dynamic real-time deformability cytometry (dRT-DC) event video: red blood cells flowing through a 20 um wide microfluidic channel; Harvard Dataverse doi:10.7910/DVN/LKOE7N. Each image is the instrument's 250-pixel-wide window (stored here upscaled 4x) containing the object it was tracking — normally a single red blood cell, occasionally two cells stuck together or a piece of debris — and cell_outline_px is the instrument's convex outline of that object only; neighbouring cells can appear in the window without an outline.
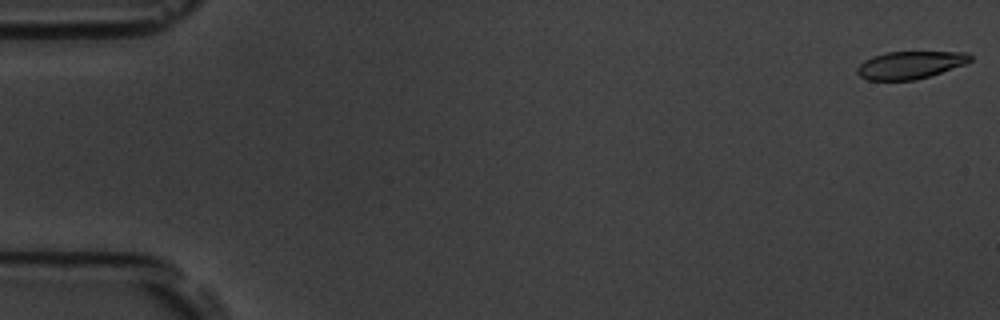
{"species": "common noctule bat (a hibernating species)", "species_latin": "Nyctalus noctula", "temperature_condition": "room temperature", "stored_images_in_passage": 17, "camera_frame_rate_fps": 3000, "um_per_image_px": 0.085, "animal": {"sex": "male", "body_mass_g": 19.5, "forearm_length_mm": 54.6}, "frame": {"image": 1, "passage_image": 1, "time_ms": 0.0, "image_size_px": [1000, 320], "cell_outline_px": [[972, 60], [964, 64], [916, 80], [868, 80], [860, 76], [856, 72], [856, 68], [864, 60], [872, 56], [884, 52], [968, 52], [972, 56]], "centroid_in_image_um": [77.32, 5.51], "position_along_channel_um": 7.7, "area_um2": 18.09}}
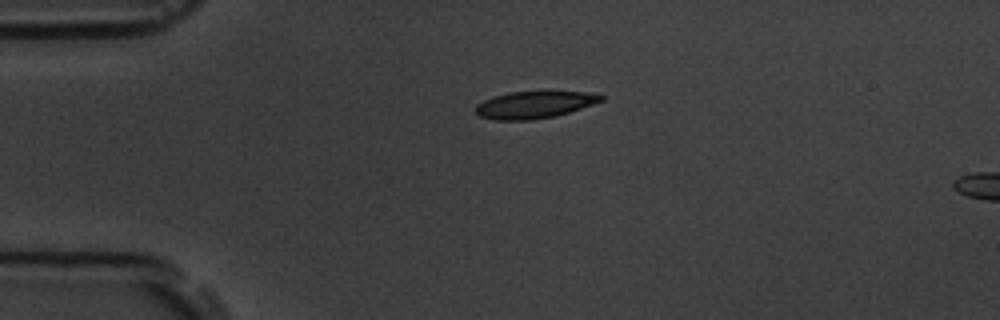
{"frame": {"image": 2, "passage_image": 13, "time_ms": 4.0, "image_size_px": [1000, 320], "cell_outline_px": [[604, 100], [568, 112], [552, 116], [532, 120], [492, 120], [480, 116], [476, 112], [476, 104], [484, 100], [508, 92], [584, 92], [604, 96]], "centroid_in_image_um": [45.37, 8.91], "position_along_channel_um": 39.6, "area_um2": 19.36}}